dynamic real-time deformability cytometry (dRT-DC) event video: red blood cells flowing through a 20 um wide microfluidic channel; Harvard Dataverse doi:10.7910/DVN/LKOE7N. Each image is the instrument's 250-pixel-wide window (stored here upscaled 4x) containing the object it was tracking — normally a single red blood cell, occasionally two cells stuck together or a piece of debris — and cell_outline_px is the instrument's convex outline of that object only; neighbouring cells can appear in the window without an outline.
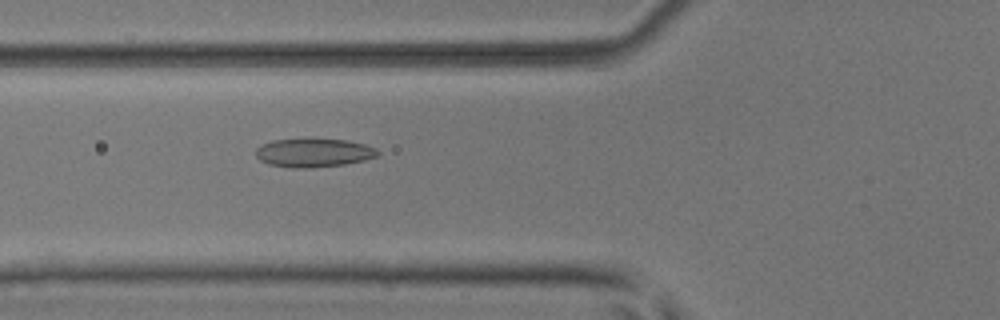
{"species": "common noctule bat (a hibernating species)", "species_latin": "Nyctalus noctula", "temperature_condition": "room temperature", "stored_images_in_passage": 53, "camera_frame_rate_fps": 3000, "um_per_image_px": 0.085, "animal": {"sex": "male", "body_mass_g": 17.9, "forearm_length_mm": 54.2}, "frame": {"image": 1, "passage_image": 21, "time_ms": 6.667, "image_size_px": [1000, 320], "cell_outline_px": [[376, 156], [360, 160], [340, 164], [272, 164], [264, 160], [256, 152], [264, 144], [276, 140], [340, 140], [360, 144], [372, 148], [376, 152]], "centroid_in_image_um": [26.69, 12.93], "position_along_channel_um": 99.1, "area_um2": 17.51}}
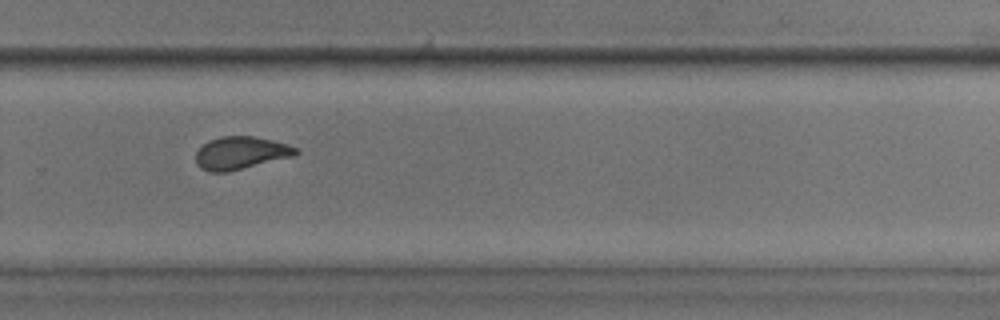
{"frame": {"image": 2, "passage_image": 37, "time_ms": 12.0, "image_size_px": [1000, 320], "cell_outline_px": [[296, 152], [288, 156], [224, 172], [212, 172], [204, 168], [196, 160], [196, 152], [204, 144], [212, 140], [224, 136], [252, 136], [284, 144], [296, 148]], "centroid_in_image_um": [20.37, 12.98], "position_along_channel_um": 309.4, "area_um2": 17.69}}
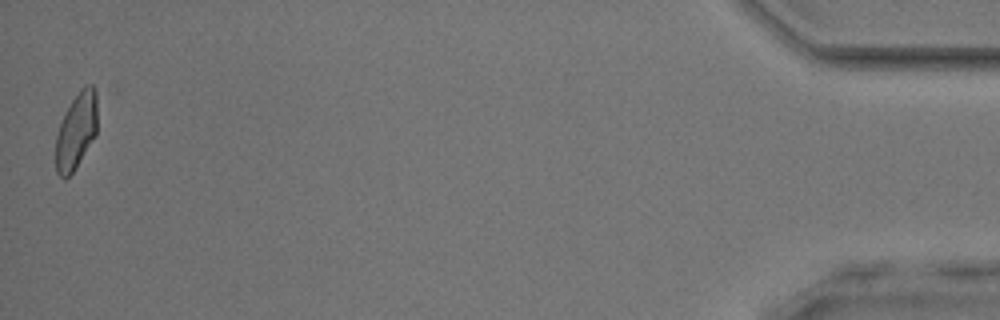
{"frame": {"image": 3, "passage_image": 53, "time_ms": 17.333, "image_size_px": [1000, 320], "cell_outline_px": [[96, 132], [72, 172], [68, 176], [60, 176], [56, 172], [56, 140], [60, 124], [72, 100], [84, 88], [92, 84], [96, 96]], "centroid_in_image_um": [6.46, 11.14], "position_along_channel_um": 428.7, "area_um2": 17.34}, "authors_computed_cell_mechanics": {"area_um2": 17.8024, "velocity_mm_per_s": 3.9484, "shape_relaxation_time_tau1_ms": null, "shape_relaxation_time_tau2_ms": 1.3367, "deformation_change_tau1": null, "deformation_change_tau2": 0.0838}}